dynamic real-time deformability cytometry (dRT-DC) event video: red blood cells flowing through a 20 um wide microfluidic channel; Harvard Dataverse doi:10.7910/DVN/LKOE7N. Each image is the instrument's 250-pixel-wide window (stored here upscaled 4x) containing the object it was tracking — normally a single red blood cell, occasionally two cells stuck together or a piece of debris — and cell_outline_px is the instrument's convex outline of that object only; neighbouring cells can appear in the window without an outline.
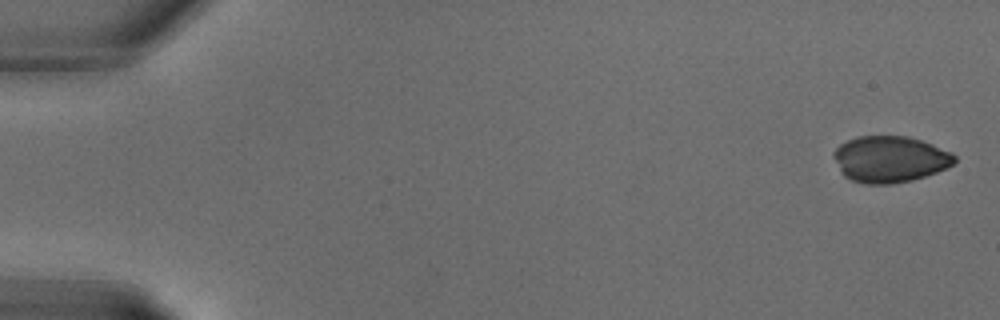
{"species": "common noctule bat (a hibernating species)", "species_latin": "Nyctalus noctula", "temperature_condition": "warm", "stored_images_in_passage": 13, "camera_frame_rate_fps": 3000, "um_per_image_px": 0.085, "animal": {"sex": "male", "body_mass_g": 18.8}, "frame": {"image": 1, "passage_image": 1, "time_ms": 0.0, "image_size_px": [1000, 320], "cell_outline_px": [[956, 160], [948, 168], [912, 180], [892, 184], [868, 184], [852, 180], [844, 176], [840, 172], [832, 156], [832, 152], [840, 144], [856, 136], [908, 136], [932, 144], [952, 152], [956, 156]], "centroid_in_image_um": [75.63, 13.53], "position_along_channel_um": 9.4, "area_um2": 32.83}}